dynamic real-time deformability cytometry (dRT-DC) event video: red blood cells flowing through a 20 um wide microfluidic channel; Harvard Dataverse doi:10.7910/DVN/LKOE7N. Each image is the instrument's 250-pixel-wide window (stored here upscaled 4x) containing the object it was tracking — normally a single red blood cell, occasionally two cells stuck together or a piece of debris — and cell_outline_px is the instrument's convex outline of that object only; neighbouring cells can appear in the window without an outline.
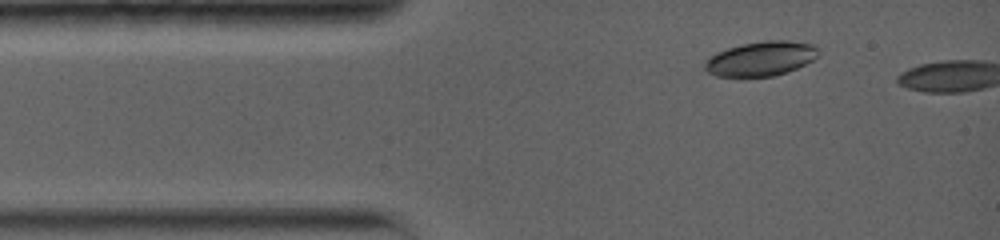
{"species": "common noctule bat (a hibernating species)", "species_latin": "Nyctalus noctula", "temperature_condition": "warm", "stored_images_in_passage": 4, "camera_frame_rate_fps": 5000, "um_per_image_px": 0.085, "animal": {"sex": "female", "body_mass_g": 19.0, "forearm_length_mm": 56.7}, "frame": {"image": 1, "passage_image": 3, "time_ms": 1.4, "image_size_px": [1000, 240], "cell_outline_px": [[820, 52], [812, 60], [796, 68], [772, 76], [716, 76], [708, 72], [704, 68], [704, 64], [708, 56], [716, 52], [728, 48], [744, 44], [764, 40], [788, 40], [812, 44]], "centroid_in_image_um": [64.64, 4.97], "position_along_channel_um": 20.4, "area_um2": 22.6}}